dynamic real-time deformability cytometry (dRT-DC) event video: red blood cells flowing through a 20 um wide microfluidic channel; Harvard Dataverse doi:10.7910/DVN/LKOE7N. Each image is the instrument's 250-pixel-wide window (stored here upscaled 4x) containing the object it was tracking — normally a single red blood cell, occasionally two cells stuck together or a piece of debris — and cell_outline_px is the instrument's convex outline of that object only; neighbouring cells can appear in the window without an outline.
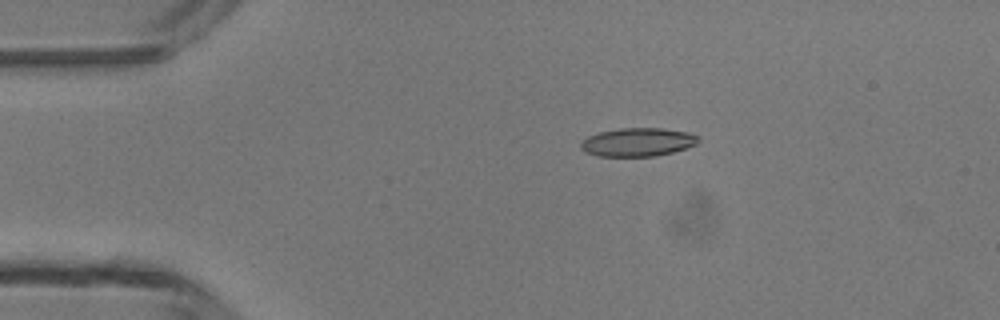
{"species": "common noctule bat (a hibernating species)", "species_latin": "Nyctalus noctula", "temperature_condition": "room temperature", "stored_images_in_passage": 4, "camera_frame_rate_fps": 3000, "um_per_image_px": 0.085, "animal": {"sex": "male", "body_mass_g": 13.3}, "frame": {"image": 1, "passage_image": 2, "time_ms": 1.333, "image_size_px": [1000, 320], "cell_outline_px": [[700, 140], [696, 144], [672, 152], [656, 156], [596, 156], [584, 152], [580, 148], [580, 144], [588, 136], [600, 132], [620, 128], [660, 128], [688, 132], [700, 136]], "centroid_in_image_um": [54.2, 12.08], "position_along_channel_um": 30.8, "area_um2": 19.48}}